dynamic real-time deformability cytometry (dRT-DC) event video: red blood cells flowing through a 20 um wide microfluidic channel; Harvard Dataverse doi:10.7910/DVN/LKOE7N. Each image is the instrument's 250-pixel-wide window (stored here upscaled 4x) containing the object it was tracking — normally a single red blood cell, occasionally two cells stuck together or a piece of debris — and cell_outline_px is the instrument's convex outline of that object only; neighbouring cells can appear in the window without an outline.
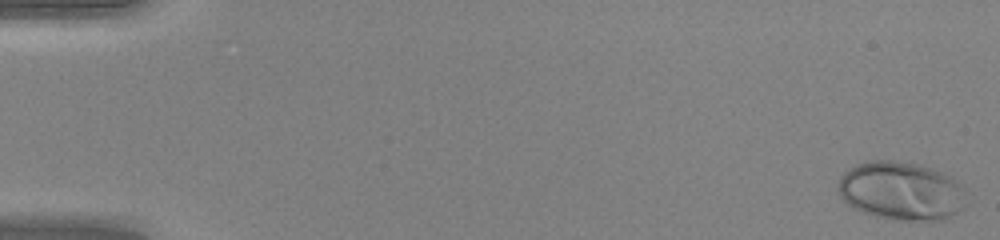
{"species": "human", "species_latin": "Homo sapiens", "temperature_condition": "warm", "stored_images_in_passage": 49, "camera_frame_rate_fps": 3000, "um_per_image_px": 0.085, "donor": {"sex": "female"}, "frame": {"image": 1, "passage_image": 1, "time_ms": 0.0, "image_size_px": [1000, 240], "cell_outline_px": [[968, 204], [964, 208], [940, 220], [900, 220], [876, 216], [852, 208], [840, 196], [836, 188], [840, 176], [844, 172], [856, 164], [872, 160], [896, 160], [920, 164], [932, 168], [952, 176], [964, 188]], "centroid_in_image_um": [76.61, 16.21], "position_along_channel_um": 8.4, "area_um2": 44.16}}
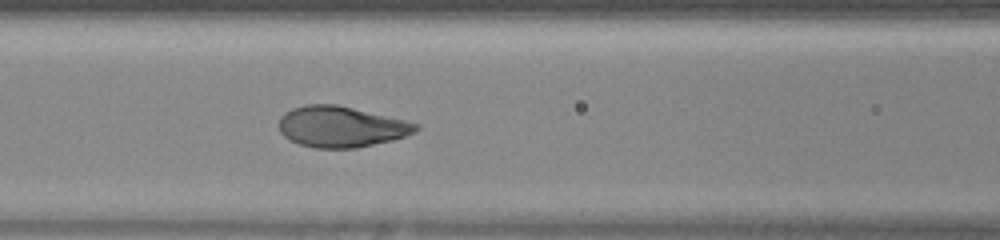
{"frame": {"image": 2, "passage_image": 22, "time_ms": 7.0, "image_size_px": [1000, 240], "cell_outline_px": [[420, 128], [404, 136], [392, 140], [356, 148], [312, 148], [300, 144], [284, 136], [280, 132], [276, 124], [280, 116], [284, 112], [292, 108], [304, 104], [336, 104], [404, 120], [420, 124]], "centroid_in_image_um": [28.92, 10.76], "position_along_channel_um": 137.7, "area_um2": 32.66}}
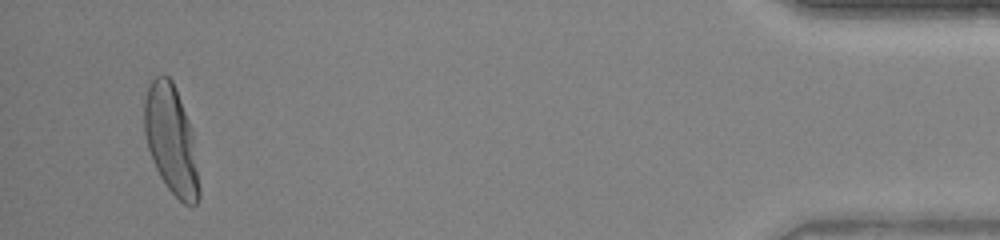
{"frame": {"image": 3, "passage_image": 47, "time_ms": 15.333, "image_size_px": [1000, 240], "cell_outline_px": [[200, 196], [196, 204], [192, 208], [184, 204], [168, 188], [160, 176], [152, 160], [148, 148], [144, 132], [144, 100], [148, 88], [152, 80], [156, 76], [168, 76], [172, 80], [176, 88], [188, 120], [192, 132], [200, 188]], "centroid_in_image_um": [14.55, 11.92], "position_along_channel_um": 420.7, "area_um2": 34.45}, "authors_computed_cell_mechanics": {"area_um2": 33.0038, "velocity_mm_per_s": 4.2459, "shape_relaxation_time_tau1_ms": 2.5045, "shape_relaxation_time_tau2_ms": null, "deformation_change_tau1": 0.1986, "deformation_change_tau2": null}}